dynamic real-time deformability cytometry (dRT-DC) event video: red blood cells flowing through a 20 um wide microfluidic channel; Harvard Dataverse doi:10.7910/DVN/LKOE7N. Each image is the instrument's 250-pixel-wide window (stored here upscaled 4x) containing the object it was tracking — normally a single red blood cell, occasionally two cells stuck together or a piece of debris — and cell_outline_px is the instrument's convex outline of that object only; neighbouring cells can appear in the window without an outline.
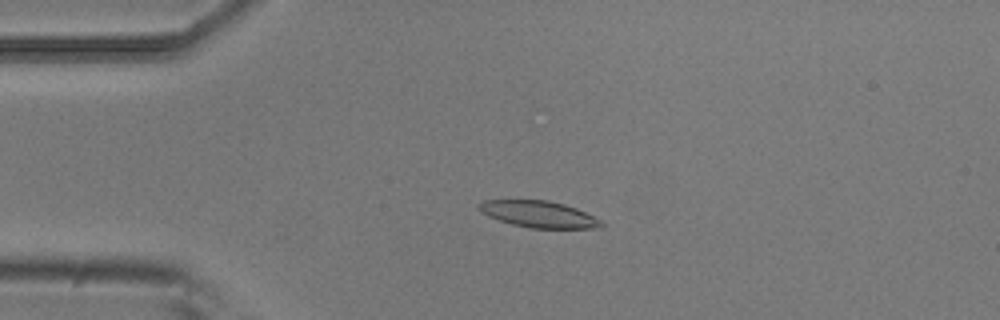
{"species": "common noctule bat (a hibernating species)", "species_latin": "Nyctalus noctula", "temperature_condition": "room temperature", "stored_images_in_passage": 5, "camera_frame_rate_fps": 3000, "um_per_image_px": 0.085, "animal": {"sex": "male", "body_mass_g": 20.5, "forearm_length_mm": 52.5}, "frame": {"image": 1, "passage_image": 4, "time_ms": 1.0, "image_size_px": [1000, 320], "cell_outline_px": [[604, 224], [600, 228], [532, 228], [512, 224], [488, 216], [480, 212], [476, 208], [476, 204], [484, 200], [548, 200], [564, 204], [576, 208], [600, 220]], "centroid_in_image_um": [45.74, 18.2], "position_along_channel_um": 39.3, "area_um2": 18.9}}